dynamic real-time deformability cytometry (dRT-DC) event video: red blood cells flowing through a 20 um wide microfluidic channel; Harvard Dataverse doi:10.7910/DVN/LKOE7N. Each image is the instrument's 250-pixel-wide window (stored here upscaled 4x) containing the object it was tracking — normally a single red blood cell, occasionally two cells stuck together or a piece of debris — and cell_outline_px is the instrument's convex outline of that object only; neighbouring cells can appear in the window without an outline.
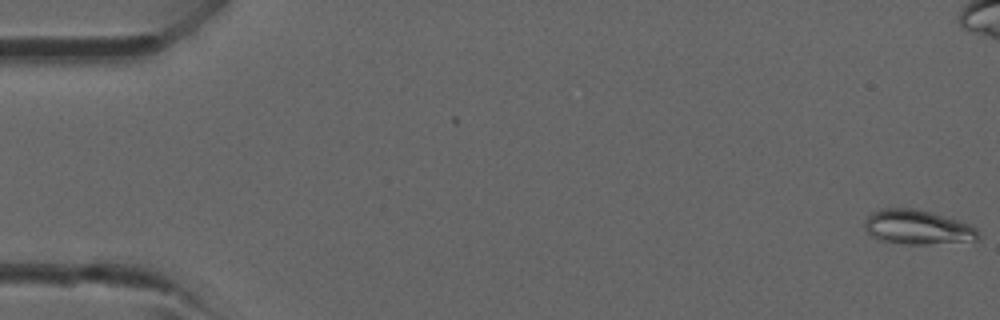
{"species": "common noctule bat (a hibernating species)", "species_latin": "Nyctalus noctula", "temperature_condition": "room temperature", "stored_images_in_passage": 5, "camera_frame_rate_fps": 3000, "um_per_image_px": 0.085, "animal": {"sex": "male", "forearm_length_mm": 52.5}, "frame": {"image": 1, "passage_image": 1, "time_ms": 0.0, "image_size_px": [1000, 320], "cell_outline_px": [[980, 236], [976, 240], [928, 244], [904, 244], [880, 240], [872, 236], [864, 228], [864, 220], [872, 212], [884, 208], [912, 208], [932, 212], [968, 224], [976, 228], [980, 232]], "centroid_in_image_um": [77.97, 19.31], "position_along_channel_um": 7.0, "area_um2": 22.72}}